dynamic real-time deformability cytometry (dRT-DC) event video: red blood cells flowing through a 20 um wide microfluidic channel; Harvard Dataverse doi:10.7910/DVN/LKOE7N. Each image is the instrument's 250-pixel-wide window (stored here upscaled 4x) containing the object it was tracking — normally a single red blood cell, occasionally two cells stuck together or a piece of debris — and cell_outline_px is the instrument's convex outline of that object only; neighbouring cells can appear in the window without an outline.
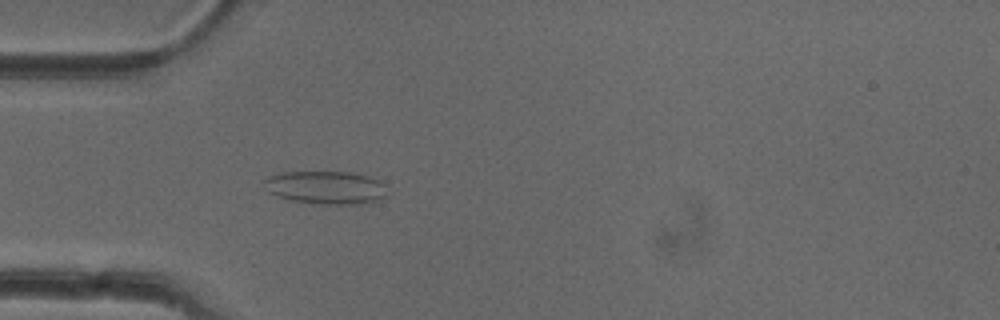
{"species": "common noctule bat (a hibernating species)", "species_latin": "Nyctalus noctula", "temperature_condition": "cold", "stored_images_in_passage": 51, "camera_frame_rate_fps": 3000, "um_per_image_px": 0.085, "animal": {"sex": "female"}, "frame": {"image": 1, "passage_image": 15, "time_ms": 4.667, "image_size_px": [1000, 320], "cell_outline_px": [[388, 196], [380, 200], [360, 204], [312, 204], [288, 200], [268, 192], [264, 180], [268, 176], [284, 172], [352, 172], [368, 176], [380, 180], [384, 184]], "centroid_in_image_um": [27.73, 15.95], "position_along_channel_um": 57.3, "area_um2": 24.04}}
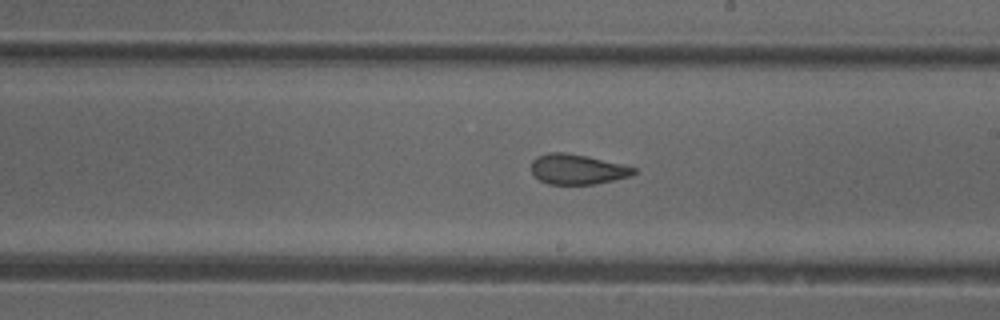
{"frame": {"image": 2, "passage_image": 29, "time_ms": 9.333, "image_size_px": [1000, 320], "cell_outline_px": [[636, 172], [632, 176], [596, 184], [548, 184], [540, 180], [532, 172], [532, 160], [536, 156], [548, 152], [564, 152], [588, 156], [636, 168]], "centroid_in_image_um": [49.07, 14.38], "position_along_channel_um": 239.9, "area_um2": 17.98}}
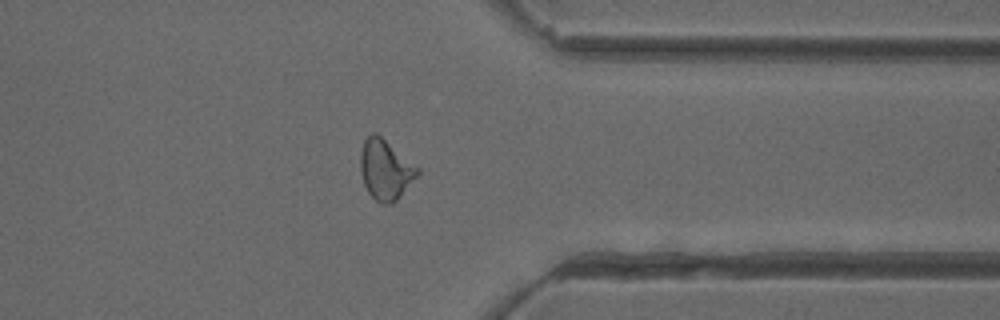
{"frame": {"image": 3, "passage_image": 40, "time_ms": 13.0, "image_size_px": [1000, 320], "cell_outline_px": [[420, 172], [396, 200], [392, 204], [380, 204], [368, 192], [364, 184], [360, 168], [360, 152], [364, 140], [372, 132], [376, 132], [420, 168]], "centroid_in_image_um": [32.75, 14.4], "position_along_channel_um": 378.7, "area_um2": 19.88}, "authors_computed_cell_mechanics": {"area_um2": 19.7676, "velocity_mm_per_s": 3.98, "shape_relaxation_time_tau1_ms": null, "shape_relaxation_time_tau2_ms": 1.6334, "deformation_change_tau1": null, "deformation_change_tau2": 0.0789}}